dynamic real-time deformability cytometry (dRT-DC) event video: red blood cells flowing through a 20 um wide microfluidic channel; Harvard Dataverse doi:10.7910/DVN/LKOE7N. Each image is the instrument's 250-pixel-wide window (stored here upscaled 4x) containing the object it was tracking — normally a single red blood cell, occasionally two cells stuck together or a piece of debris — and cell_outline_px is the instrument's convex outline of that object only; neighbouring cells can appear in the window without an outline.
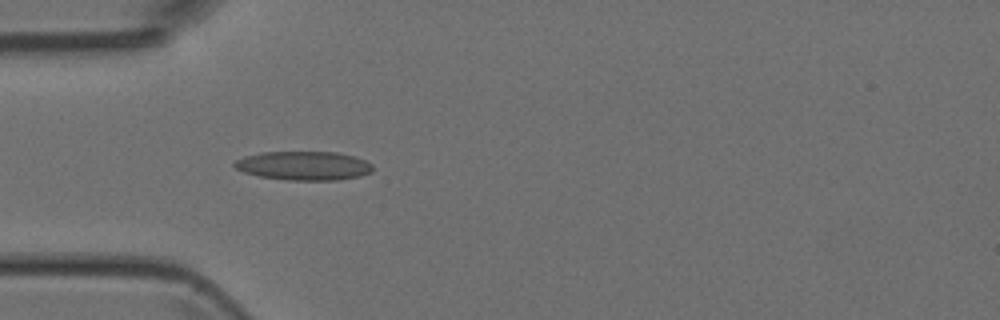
{"species": "Egyptian fruit bat (a non-hibernating species)", "species_latin": "Rousettus aegyptiacus", "temperature_condition": "room temperature", "stored_images_in_passage": 26, "camera_frame_rate_fps": 3000, "um_per_image_px": 0.085, "animal": {"sex": "female"}, "frame": {"image": 1, "passage_image": 1, "time_ms": 0.0, "image_size_px": [1000, 320], "cell_outline_px": [[372, 172], [360, 176], [336, 180], [288, 180], [260, 176], [244, 172], [236, 168], [232, 164], [236, 160], [244, 156], [260, 152], [336, 152], [352, 156], [364, 160], [372, 164]], "centroid_in_image_um": [25.8, 14.08], "position_along_channel_um": 59.2, "area_um2": 23.18}}
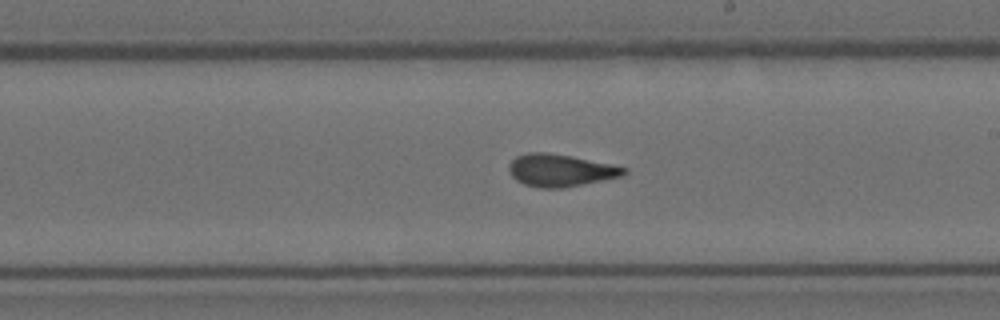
{"frame": {"image": 2, "passage_image": 14, "time_ms": 4.333, "image_size_px": [1000, 320], "cell_outline_px": [[628, 172], [624, 176], [564, 188], [540, 188], [524, 184], [516, 180], [508, 172], [508, 164], [516, 156], [528, 152], [548, 152], [572, 156], [612, 164], [628, 168]], "centroid_in_image_um": [47.65, 14.47], "position_along_channel_um": 241.4, "area_um2": 22.02}}
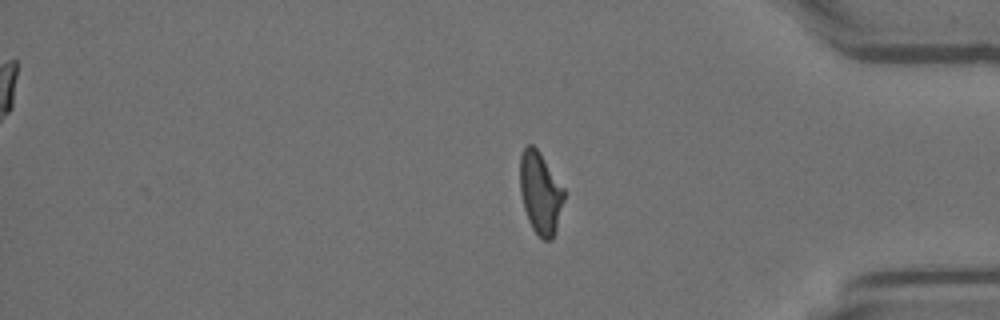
{"frame": {"image": 3, "passage_image": 26, "time_ms": 8.333, "image_size_px": [1000, 320], "cell_outline_px": [[564, 200], [556, 232], [552, 240], [544, 240], [532, 228], [528, 220], [524, 208], [520, 192], [520, 156], [524, 148], [528, 144], [532, 144], [540, 152], [564, 188]], "centroid_in_image_um": [45.93, 16.4], "position_along_channel_um": 389.3, "area_um2": 21.1}}